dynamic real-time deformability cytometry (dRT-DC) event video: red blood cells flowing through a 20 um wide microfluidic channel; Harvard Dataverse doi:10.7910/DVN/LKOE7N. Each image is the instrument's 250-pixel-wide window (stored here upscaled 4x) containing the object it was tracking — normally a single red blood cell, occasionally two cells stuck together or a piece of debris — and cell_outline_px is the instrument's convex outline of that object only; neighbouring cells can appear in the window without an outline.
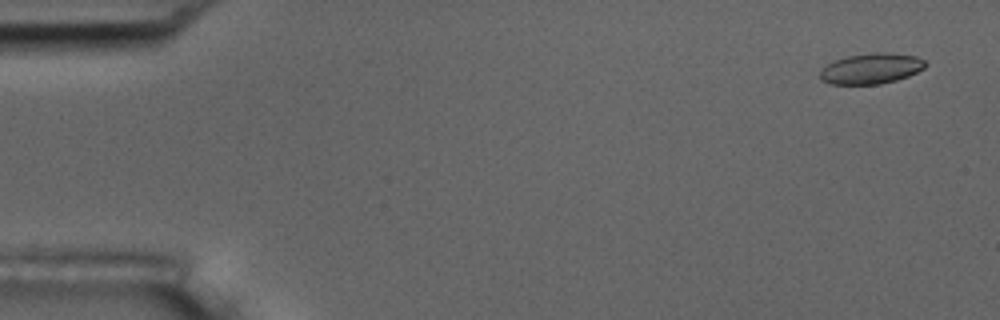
{"species": "common noctule bat (a hibernating species)", "species_latin": "Nyctalus noctula", "temperature_condition": "room temperature", "stored_images_in_passage": 4, "camera_frame_rate_fps": 3000, "um_per_image_px": 0.085, "animal": {"sex": "male", "body_mass_g": 17.5, "forearm_length_mm": 52.3}, "frame": {"image": 1, "passage_image": 1, "time_ms": 0.0, "image_size_px": [1000, 320], "cell_outline_px": [[928, 64], [924, 68], [908, 76], [896, 80], [880, 84], [832, 84], [820, 80], [820, 68], [836, 60], [848, 56], [872, 52], [892, 52], [916, 56], [924, 60]], "centroid_in_image_um": [74.06, 5.82], "position_along_channel_um": 10.9, "area_um2": 18.9}}
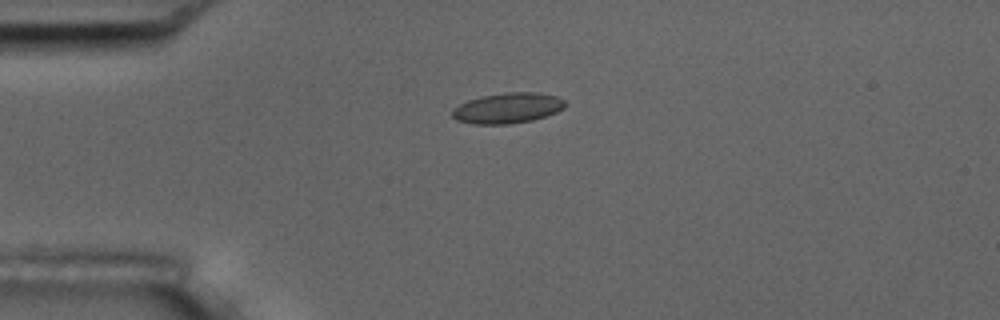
{"frame": {"image": 2, "passage_image": 4, "time_ms": 3.667, "image_size_px": [1000, 320], "cell_outline_px": [[564, 108], [556, 112], [532, 120], [512, 124], [472, 124], [456, 120], [452, 116], [452, 108], [468, 100], [480, 96], [504, 92], [540, 92], [556, 96], [564, 100]], "centroid_in_image_um": [43.12, 9.18], "position_along_channel_um": 41.9, "area_um2": 20.17}}